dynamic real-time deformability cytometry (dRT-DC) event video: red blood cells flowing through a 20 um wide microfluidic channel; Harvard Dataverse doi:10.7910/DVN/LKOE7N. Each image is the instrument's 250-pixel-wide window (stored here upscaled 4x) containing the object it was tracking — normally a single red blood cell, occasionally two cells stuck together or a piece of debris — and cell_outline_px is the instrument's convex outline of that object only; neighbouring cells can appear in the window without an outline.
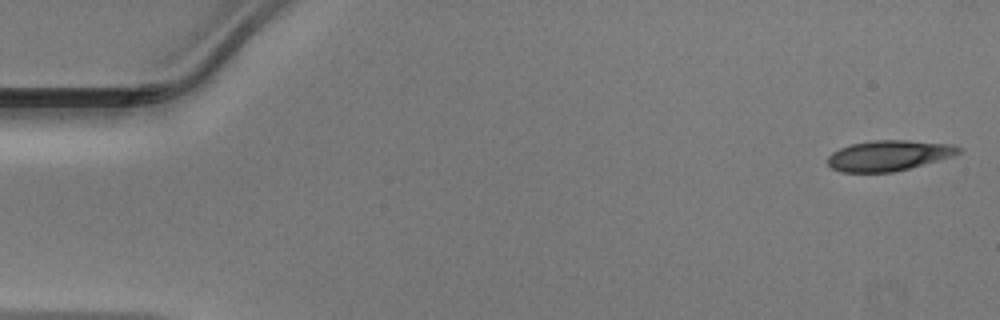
{"species": "Egyptian fruit bat (a non-hibernating species)", "species_latin": "Rousettus aegyptiacus", "temperature_condition": "warm", "stored_images_in_passage": 47, "camera_frame_rate_fps": 3000, "um_per_image_px": 0.085, "animal": {"sex": "male"}, "frame": {"image": 1, "passage_image": 1, "time_ms": 0.0, "image_size_px": [1000, 320], "cell_outline_px": [[960, 152], [952, 156], [908, 168], [892, 172], [840, 172], [832, 168], [828, 164], [828, 156], [832, 152], [840, 148], [852, 144], [872, 140], [908, 140], [952, 144], [960, 148]], "centroid_in_image_um": [75.51, 13.21], "position_along_channel_um": 9.5, "area_um2": 23.0}}
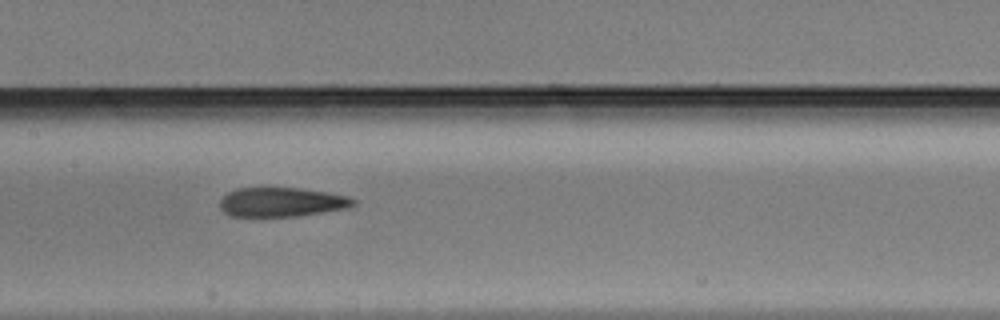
{"frame": {"image": 2, "passage_image": 23, "time_ms": 7.333, "image_size_px": [1000, 320], "cell_outline_px": [[356, 204], [348, 208], [300, 216], [232, 216], [224, 212], [220, 208], [220, 200], [228, 192], [236, 188], [300, 188], [328, 192], [348, 196], [356, 200]], "centroid_in_image_um": [23.97, 17.18], "position_along_channel_um": 183.4, "area_um2": 22.83}}
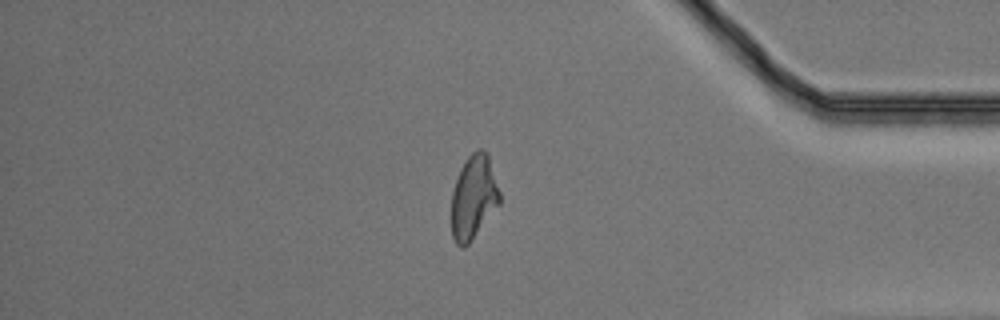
{"frame": {"image": 3, "passage_image": 40, "time_ms": 13.0, "image_size_px": [1000, 320], "cell_outline_px": [[500, 204], [468, 244], [464, 248], [460, 248], [456, 244], [452, 236], [452, 192], [460, 168], [464, 160], [476, 148], [480, 148], [488, 156], [500, 192]], "centroid_in_image_um": [40.24, 16.77], "position_along_channel_um": 395.0, "area_um2": 23.47}}